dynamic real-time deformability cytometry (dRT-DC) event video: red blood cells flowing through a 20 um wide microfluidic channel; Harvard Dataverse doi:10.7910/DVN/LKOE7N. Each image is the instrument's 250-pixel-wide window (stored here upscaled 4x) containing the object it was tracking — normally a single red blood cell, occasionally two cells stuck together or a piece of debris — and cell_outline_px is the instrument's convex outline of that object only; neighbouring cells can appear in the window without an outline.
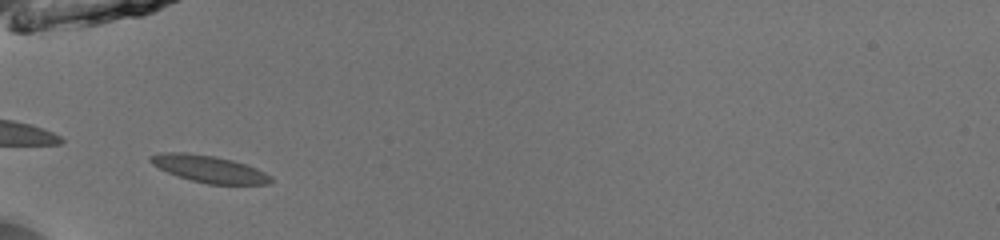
{"species": "common noctule bat (a hibernating species)", "species_latin": "Nyctalus noctula", "temperature_condition": "room temperature", "stored_images_in_passage": 34, "camera_frame_rate_fps": 3000, "um_per_image_px": 0.085, "animal": {"sex": "male", "body_mass_g": 13.0, "forearm_length_mm": 53.1}, "frame": {"image": 1, "passage_image": 1, "time_ms": 0.0, "image_size_px": [1000, 240], "cell_outline_px": [[272, 180], [268, 184], [208, 184], [192, 180], [168, 172], [152, 164], [148, 160], [148, 156], [160, 152], [184, 152], [212, 156], [232, 160], [256, 168], [272, 176]], "centroid_in_image_um": [17.75, 14.35], "position_along_channel_um": 67.3, "area_um2": 18.67}}
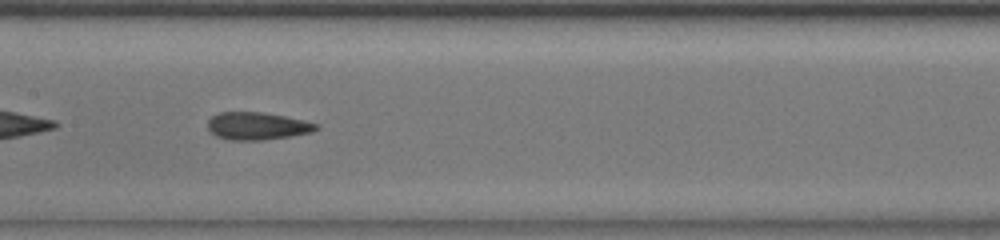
{"frame": {"image": 2, "passage_image": 10, "time_ms": 3.0, "image_size_px": [1000, 240], "cell_outline_px": [[320, 128], [312, 132], [292, 136], [260, 140], [232, 140], [216, 136], [208, 128], [208, 120], [212, 116], [220, 112], [260, 112], [284, 116], [304, 120], [320, 124]], "centroid_in_image_um": [21.9, 10.71], "position_along_channel_um": 185.5, "area_um2": 17.4}, "authors_computed_cell_mechanics": {"area_um2": 17.4556, "velocity_mm_per_s": 4.0224, "shape_relaxation_time_tau1_ms": 5.5279, "shape_relaxation_time_tau2_ms": 2.8493, "deformation_change_tau1": 0.1591, "deformation_change_tau2": 0.0725}}